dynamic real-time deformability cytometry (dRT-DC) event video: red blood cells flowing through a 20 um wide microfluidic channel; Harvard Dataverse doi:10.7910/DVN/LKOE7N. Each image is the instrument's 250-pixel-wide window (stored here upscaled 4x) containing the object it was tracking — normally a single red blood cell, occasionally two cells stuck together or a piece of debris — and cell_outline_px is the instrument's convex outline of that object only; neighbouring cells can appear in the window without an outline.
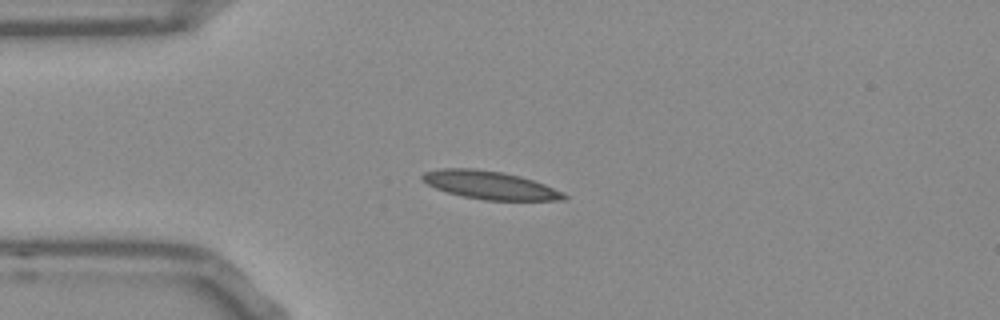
{"species": "Egyptian fruit bat (a non-hibernating species)", "species_latin": "Rousettus aegyptiacus", "temperature_condition": "room temperature", "stored_images_in_passage": 41, "camera_frame_rate_fps": 3000, "um_per_image_px": 0.085, "frame": {"image": 1, "passage_image": 1, "time_ms": 0.0, "image_size_px": [1000, 320], "cell_outline_px": [[568, 200], [484, 200], [464, 196], [448, 192], [436, 188], [428, 184], [420, 176], [424, 172], [440, 168], [472, 168], [504, 172], [520, 176], [544, 184], [564, 192], [568, 196]], "centroid_in_image_um": [41.67, 15.73], "position_along_channel_um": 43.3, "area_um2": 23.12}}
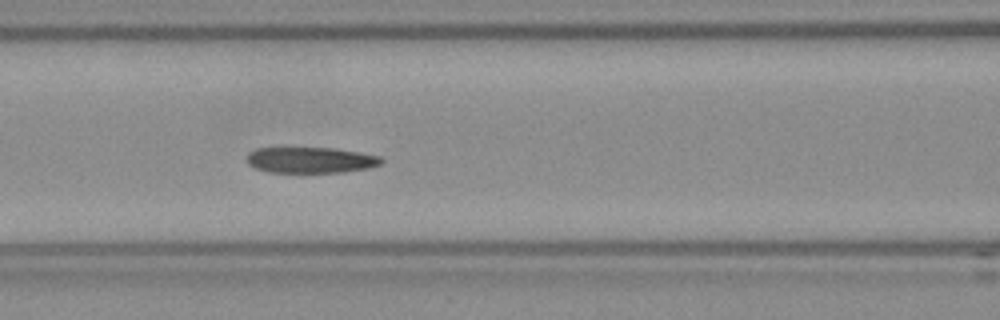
{"frame": {"image": 2, "passage_image": 10, "time_ms": 3.0, "image_size_px": [1000, 320], "cell_outline_px": [[384, 160], [380, 164], [368, 168], [344, 172], [304, 176], [268, 172], [256, 168], [248, 164], [248, 152], [256, 148], [336, 148], [360, 152], [380, 156]], "centroid_in_image_um": [26.4, 13.66], "position_along_channel_um": 140.2, "area_um2": 21.39}}
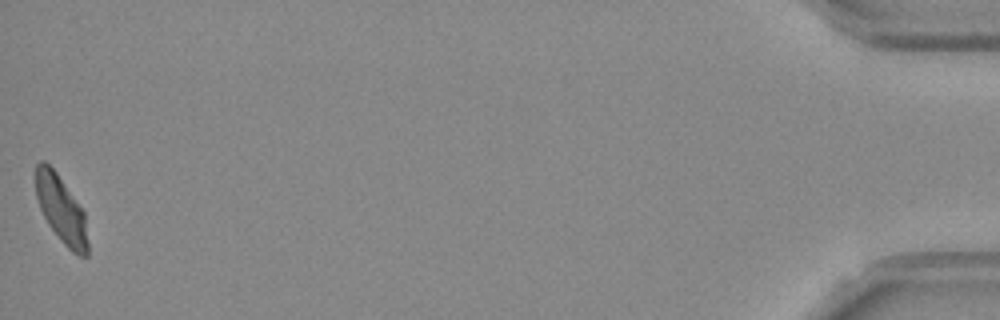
{"frame": {"image": 3, "passage_image": 41, "time_ms": 13.333, "image_size_px": [1000, 320], "cell_outline_px": [[88, 256], [80, 256], [72, 252], [64, 244], [48, 224], [40, 208], [36, 196], [36, 164], [40, 160], [44, 160], [56, 172], [84, 212], [88, 244]], "centroid_in_image_um": [5.2, 17.81], "position_along_channel_um": 430.0, "area_um2": 20.06}, "authors_computed_cell_mechanics": {"area_um2": 21.4438, "velocity_mm_per_s": 3.8038, "shape_relaxation_time_tau1_ms": null, "shape_relaxation_time_tau2_ms": 1.3619, "deformation_change_tau1": null, "deformation_change_tau2": 0.0794}}